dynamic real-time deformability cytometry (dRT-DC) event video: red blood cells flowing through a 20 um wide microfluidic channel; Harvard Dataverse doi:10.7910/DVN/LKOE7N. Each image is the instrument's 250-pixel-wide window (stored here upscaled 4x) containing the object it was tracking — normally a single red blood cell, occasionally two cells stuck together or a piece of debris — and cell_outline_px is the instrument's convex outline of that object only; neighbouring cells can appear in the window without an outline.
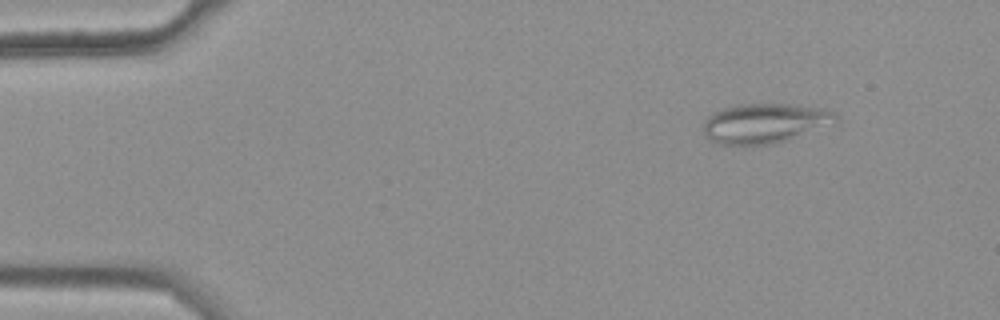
{"species": "common noctule bat (a hibernating species)", "species_latin": "Nyctalus noctula", "temperature_condition": "warm", "stored_images_in_passage": 13, "camera_frame_rate_fps": 3000, "um_per_image_px": 0.085, "animal": {"sex": "female", "body_mass_g": 25.1}, "frame": {"image": 1, "passage_image": 8, "time_ms": 2.333, "image_size_px": [1000, 320], "cell_outline_px": [[808, 116], [792, 132], [780, 136], [764, 140], [728, 140], [708, 124], [716, 116], [724, 112], [740, 108], [788, 108], [808, 112]], "centroid_in_image_um": [64.39, 10.46], "position_along_channel_um": 20.6, "area_um2": 17.8}}